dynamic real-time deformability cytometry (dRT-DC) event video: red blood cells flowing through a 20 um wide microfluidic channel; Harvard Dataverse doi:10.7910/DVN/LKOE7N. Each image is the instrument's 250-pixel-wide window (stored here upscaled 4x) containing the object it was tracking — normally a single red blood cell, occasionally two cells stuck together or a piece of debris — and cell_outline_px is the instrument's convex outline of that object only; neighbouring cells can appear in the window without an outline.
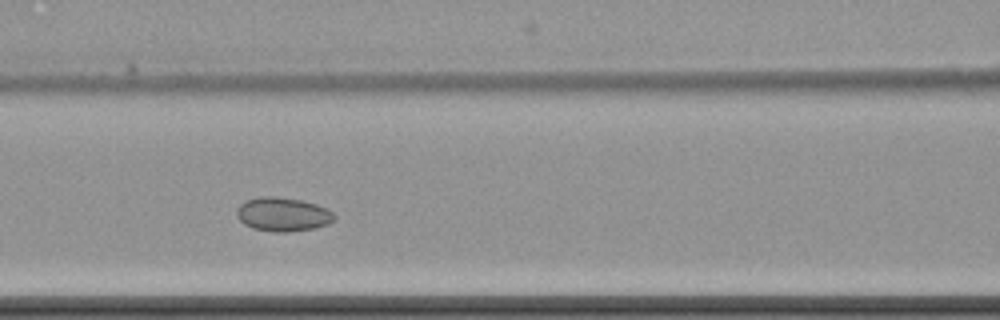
{"species": "common noctule bat (a hibernating species)", "species_latin": "Nyctalus noctula", "temperature_condition": "cold", "stored_images_in_passage": 5, "camera_frame_rate_fps": 3000, "um_per_image_px": 0.085, "animal": {"sex": "female", "body_mass_g": 22.7, "forearm_length_mm": 54.2}, "frame": {"image": 1, "passage_image": 4, "time_ms": 3.333, "image_size_px": [1000, 320], "cell_outline_px": [[336, 216], [328, 224], [316, 228], [284, 232], [272, 232], [252, 228], [244, 224], [236, 216], [236, 208], [240, 204], [248, 200], [260, 196], [276, 196], [300, 200], [316, 204], [332, 212]], "centroid_in_image_um": [24.0, 18.22], "position_along_channel_um": 142.6, "area_um2": 19.25}}
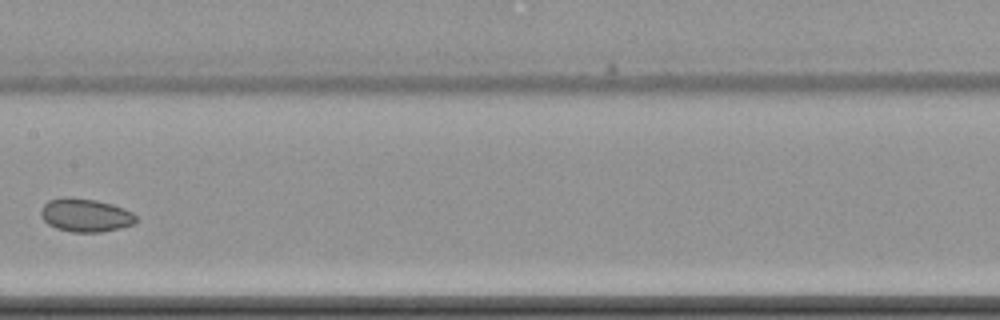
{"frame": {"image": 2, "passage_image": 5, "time_ms": 5.0, "image_size_px": [1000, 320], "cell_outline_px": [[136, 220], [132, 224], [120, 228], [100, 232], [72, 232], [56, 228], [48, 224], [40, 216], [40, 208], [48, 200], [64, 196], [72, 196], [96, 200], [112, 204], [124, 208], [132, 212], [136, 216]], "centroid_in_image_um": [7.22, 18.27], "position_along_channel_um": 200.2, "area_um2": 18.67}}